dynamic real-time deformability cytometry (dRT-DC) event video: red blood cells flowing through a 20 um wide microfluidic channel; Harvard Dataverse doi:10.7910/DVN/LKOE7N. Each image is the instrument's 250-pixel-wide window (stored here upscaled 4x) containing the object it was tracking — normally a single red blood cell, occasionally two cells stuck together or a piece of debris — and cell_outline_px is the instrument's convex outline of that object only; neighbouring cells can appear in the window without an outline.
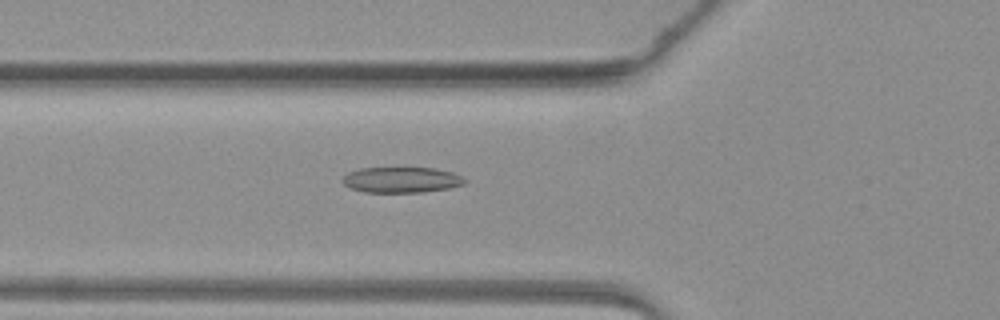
{"species": "common noctule bat (a hibernating species)", "species_latin": "Nyctalus noctula", "temperature_condition": "warm", "stored_images_in_passage": 48, "camera_frame_rate_fps": 3000, "um_per_image_px": 0.085, "animal": {"sex": "female", "body_mass_g": 19.3, "forearm_length_mm": 54.1}, "frame": {"image": 1, "passage_image": 18, "time_ms": 5.667, "image_size_px": [1000, 320], "cell_outline_px": [[468, 180], [464, 184], [448, 188], [420, 192], [364, 192], [348, 188], [340, 180], [348, 172], [360, 168], [436, 168], [452, 172]], "centroid_in_image_um": [34.09, 15.28], "position_along_channel_um": 91.7, "area_um2": 18.32}}
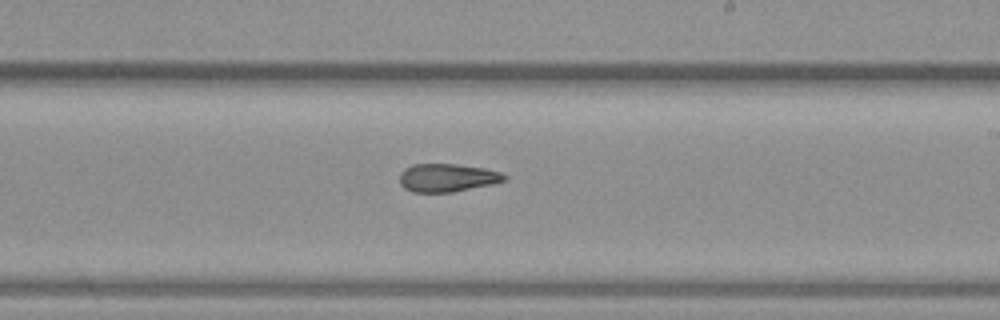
{"frame": {"image": 2, "passage_image": 29, "time_ms": 9.333, "image_size_px": [1000, 320], "cell_outline_px": [[508, 176], [504, 180], [492, 184], [452, 192], [412, 192], [404, 188], [400, 184], [400, 172], [404, 168], [412, 164], [456, 164], [484, 168], [500, 172]], "centroid_in_image_um": [37.98, 15.1], "position_along_channel_um": 251.0, "area_um2": 17.17}}
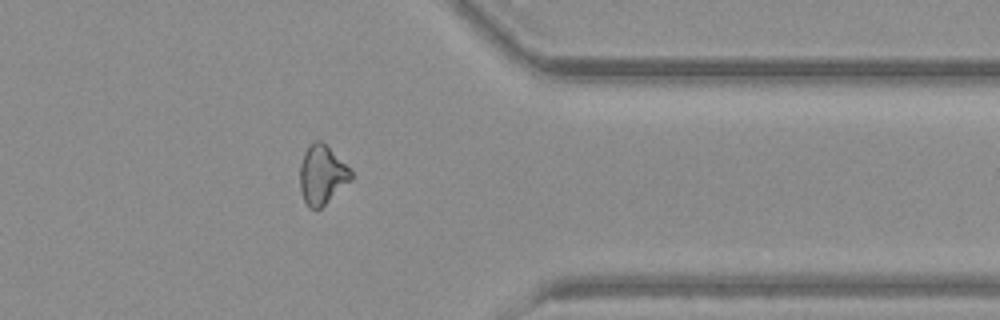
{"frame": {"image": 3, "passage_image": 39, "time_ms": 12.667, "image_size_px": [1000, 320], "cell_outline_px": [[352, 180], [320, 208], [308, 208], [300, 192], [300, 164], [304, 152], [308, 144], [312, 140], [320, 140], [328, 144], [352, 172]], "centroid_in_image_um": [27.36, 14.81], "position_along_channel_um": 384.0, "area_um2": 17.8}}